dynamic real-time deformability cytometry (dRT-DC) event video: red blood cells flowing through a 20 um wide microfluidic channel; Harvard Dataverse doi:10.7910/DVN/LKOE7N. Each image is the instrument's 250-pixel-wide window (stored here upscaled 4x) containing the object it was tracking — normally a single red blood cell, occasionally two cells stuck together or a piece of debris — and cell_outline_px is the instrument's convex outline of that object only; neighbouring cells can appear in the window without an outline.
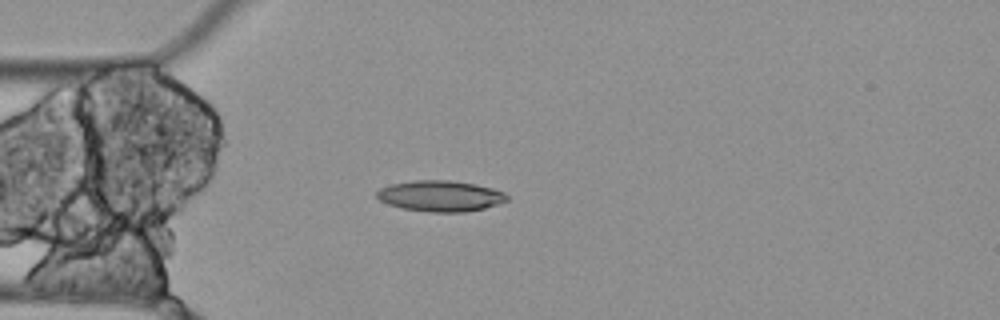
{"species": "Egyptian fruit bat (a non-hibernating species)", "species_latin": "Rousettus aegyptiacus", "temperature_condition": "cold", "stored_images_in_passage": 5, "camera_frame_rate_fps": 3000, "um_per_image_px": 0.085, "animal": {"sex": "female"}, "frame": {"image": 1, "passage_image": 4, "time_ms": 1.0, "image_size_px": [1000, 320], "cell_outline_px": [[508, 200], [500, 204], [484, 208], [464, 212], [432, 212], [400, 208], [388, 204], [380, 200], [376, 196], [376, 192], [380, 188], [392, 184], [412, 180], [448, 180], [476, 184], [492, 188], [504, 192], [508, 196]], "centroid_in_image_um": [37.44, 16.66], "position_along_channel_um": 47.6, "area_um2": 23.52}}